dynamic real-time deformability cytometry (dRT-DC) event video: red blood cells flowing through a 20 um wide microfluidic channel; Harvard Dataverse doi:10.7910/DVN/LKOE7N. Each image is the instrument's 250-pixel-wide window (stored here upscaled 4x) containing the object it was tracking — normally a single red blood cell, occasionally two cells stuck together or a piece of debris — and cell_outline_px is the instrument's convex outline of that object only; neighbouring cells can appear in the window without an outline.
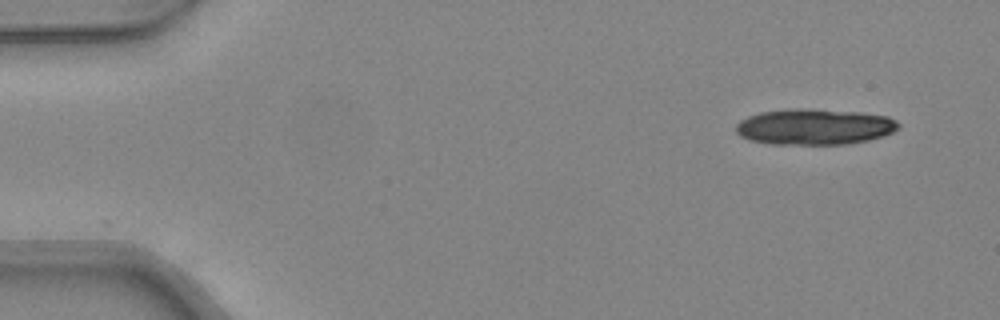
{"species": "common noctule bat (a hibernating species)", "species_latin": "Nyctalus noctula", "temperature_condition": "warm", "stored_images_in_passage": 9, "camera_frame_rate_fps": 3000, "um_per_image_px": 0.085, "animal": {"sex": "female", "body_mass_g": 24.6, "forearm_length_mm": 56.2}, "frame": {"image": 1, "passage_image": 1, "time_ms": 0.0, "image_size_px": [1000, 320], "cell_outline_px": [[900, 128], [884, 136], [868, 140], [848, 144], [768, 144], [748, 140], [740, 136], [736, 132], [736, 124], [740, 120], [748, 116], [760, 112], [792, 108], [800, 108], [860, 112], [888, 116], [896, 120], [900, 124]], "centroid_in_image_um": [69.22, 10.78], "position_along_channel_um": 15.8, "area_um2": 34.33}}